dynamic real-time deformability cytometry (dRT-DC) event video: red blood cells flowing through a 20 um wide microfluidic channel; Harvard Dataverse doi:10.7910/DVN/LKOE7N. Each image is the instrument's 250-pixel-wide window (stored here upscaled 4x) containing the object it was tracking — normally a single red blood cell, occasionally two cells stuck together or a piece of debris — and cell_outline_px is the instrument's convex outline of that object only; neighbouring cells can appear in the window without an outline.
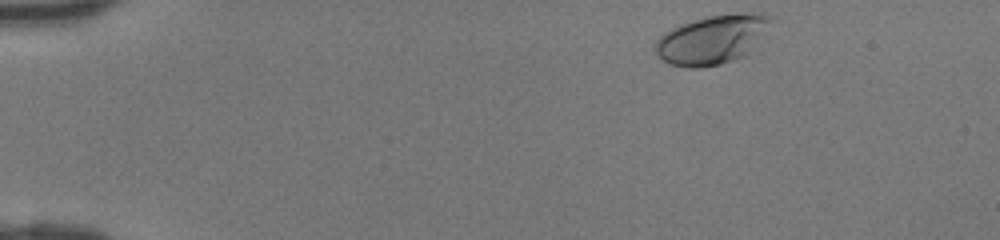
{"species": "human", "species_latin": "Homo sapiens", "temperature_condition": "room temperature", "stored_images_in_passage": 41, "camera_frame_rate_fps": 3000, "um_per_image_px": 0.085, "donor": {"sex": "female"}, "frame": {"image": 1, "passage_image": 1, "time_ms": 0.0, "image_size_px": [1000, 240], "cell_outline_px": [[776, 16], [744, 56], [720, 64], [700, 68], [688, 68], [672, 64], [664, 60], [656, 52], [656, 40], [664, 32], [672, 28], [708, 16], [732, 12], [764, 12]], "centroid_in_image_um": [60.56, 3.32], "position_along_channel_um": 24.4, "area_um2": 32.66}}
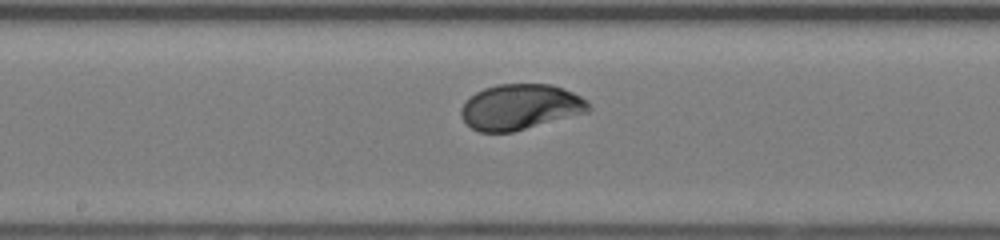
{"frame": {"image": 2, "passage_image": 20, "time_ms": 6.333, "image_size_px": [1000, 240], "cell_outline_px": [[592, 108], [588, 112], [512, 132], [480, 132], [472, 128], [460, 116], [460, 108], [464, 100], [476, 92], [484, 88], [496, 84], [552, 84], [564, 88], [588, 100]], "centroid_in_image_um": [44.22, 9.08], "position_along_channel_um": 204.0, "area_um2": 34.04}}
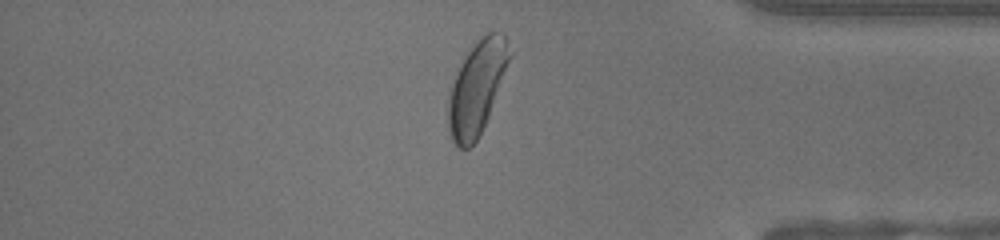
{"frame": {"image": 3, "passage_image": 34, "time_ms": 11.0, "image_size_px": [1000, 240], "cell_outline_px": [[512, 52], [488, 116], [476, 140], [468, 148], [460, 148], [452, 140], [448, 132], [448, 88], [460, 60], [472, 44], [488, 32], [496, 32], [504, 36]], "centroid_in_image_um": [40.47, 7.42], "position_along_channel_um": 394.7, "area_um2": 33.12}}